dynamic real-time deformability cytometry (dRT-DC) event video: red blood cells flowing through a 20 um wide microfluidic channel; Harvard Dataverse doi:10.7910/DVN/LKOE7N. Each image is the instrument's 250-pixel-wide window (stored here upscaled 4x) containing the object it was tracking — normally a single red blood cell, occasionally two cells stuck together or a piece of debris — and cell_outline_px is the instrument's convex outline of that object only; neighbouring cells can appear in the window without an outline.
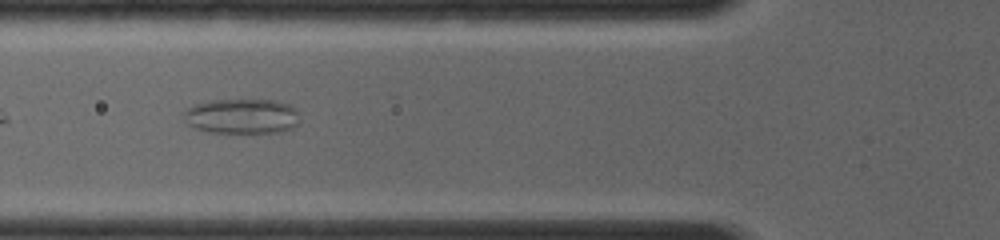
{"species": "common noctule bat (a hibernating species)", "species_latin": "Nyctalus noctula", "temperature_condition": "room temperature", "stored_images_in_passage": 23, "camera_frame_rate_fps": 4000, "um_per_image_px": 0.085, "animal": {"sex": "female", "body_mass_g": 19.0, "forearm_length_mm": 56.7}, "frame": {"image": 1, "passage_image": 10, "time_ms": 1.5, "image_size_px": [1000, 240], "cell_outline_px": [[300, 120], [292, 128], [272, 132], [220, 132], [200, 128], [188, 124], [180, 112], [196, 104], [208, 100], [272, 100], [288, 104], [296, 108]], "centroid_in_image_um": [20.56, 9.85], "position_along_channel_um": 105.2, "area_um2": 23.29}}